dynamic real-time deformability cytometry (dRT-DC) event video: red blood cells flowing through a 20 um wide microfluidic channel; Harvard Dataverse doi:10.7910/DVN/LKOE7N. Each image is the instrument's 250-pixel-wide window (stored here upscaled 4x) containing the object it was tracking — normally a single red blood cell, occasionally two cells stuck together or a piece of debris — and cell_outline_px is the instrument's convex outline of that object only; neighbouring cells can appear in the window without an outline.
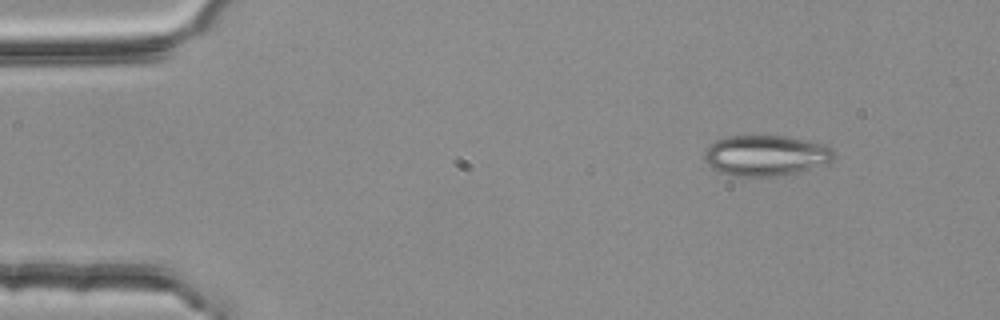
{"species": "common noctule bat (a hibernating species)", "species_latin": "Nyctalus noctula", "temperature_condition": "room temperature", "stored_images_in_passage": 3, "camera_frame_rate_fps": 3000, "um_per_image_px": 0.085, "animal": {"sex": "female", "body_mass_g": 25.1}, "frame": {"image": 1, "passage_image": 1, "time_ms": 0.0, "image_size_px": [1000, 320], "cell_outline_px": [[836, 156], [832, 160], [808, 168], [776, 176], [728, 176], [712, 168], [704, 160], [704, 152], [716, 140], [728, 136], [784, 136], [824, 144]], "centroid_in_image_um": [65.01, 13.21], "position_along_channel_um": 20.0, "area_um2": 30.06}}